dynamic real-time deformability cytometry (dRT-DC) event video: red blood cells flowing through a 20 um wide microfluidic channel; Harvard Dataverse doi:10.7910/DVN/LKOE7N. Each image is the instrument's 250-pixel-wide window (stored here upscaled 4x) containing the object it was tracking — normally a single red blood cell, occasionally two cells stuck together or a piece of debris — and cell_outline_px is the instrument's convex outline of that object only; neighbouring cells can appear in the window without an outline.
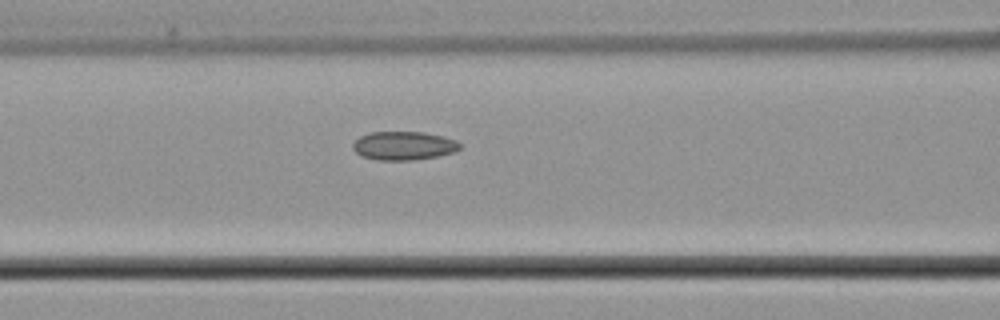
{"species": "common noctule bat (a hibernating species)", "species_latin": "Nyctalus noctula", "temperature_condition": "cold", "stored_images_in_passage": 6, "camera_frame_rate_fps": 3000, "um_per_image_px": 0.085, "animal": {"sex": "male", "body_mass_g": 21.5, "forearm_length_mm": 52.0}, "frame": {"image": 1, "passage_image": 6, "time_ms": 7.0, "image_size_px": [1000, 320], "cell_outline_px": [[460, 148], [456, 152], [436, 156], [412, 160], [376, 160], [364, 156], [356, 152], [352, 148], [352, 144], [360, 136], [368, 132], [424, 132], [444, 136], [456, 140], [460, 144]], "centroid_in_image_um": [34.32, 12.38], "position_along_channel_um": 132.3, "area_um2": 17.86}}